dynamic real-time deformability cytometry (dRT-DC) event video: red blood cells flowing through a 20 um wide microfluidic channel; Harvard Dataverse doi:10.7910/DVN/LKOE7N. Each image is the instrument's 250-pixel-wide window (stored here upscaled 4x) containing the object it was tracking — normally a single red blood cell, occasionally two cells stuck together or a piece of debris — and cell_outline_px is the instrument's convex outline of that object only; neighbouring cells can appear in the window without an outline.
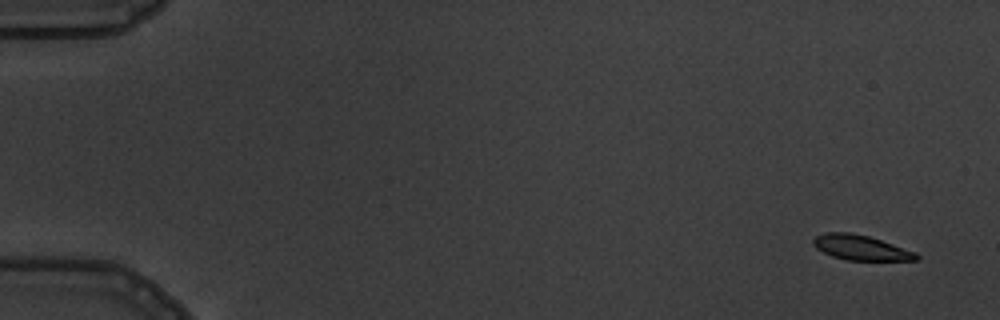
{"species": "common noctule bat (a hibernating species)", "species_latin": "Nyctalus noctula", "temperature_condition": "warm", "stored_images_in_passage": 7, "camera_frame_rate_fps": 3000, "um_per_image_px": 0.085, "animal": {"sex": "male", "body_mass_g": 19.5, "forearm_length_mm": 54.6}, "frame": {"image": 1, "passage_image": 1, "time_ms": 0.0, "image_size_px": [1000, 320], "cell_outline_px": [[920, 260], [844, 260], [832, 256], [816, 248], [812, 244], [812, 240], [816, 236], [824, 232], [852, 232], [868, 236], [916, 252], [920, 256]], "centroid_in_image_um": [73.15, 21.04], "position_along_channel_um": 11.9, "area_um2": 15.03}}
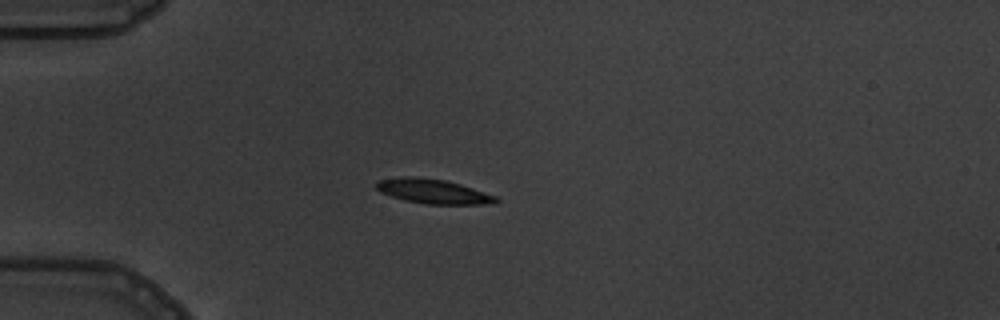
{"frame": {"image": 2, "passage_image": 4, "time_ms": 4.333, "image_size_px": [1000, 320], "cell_outline_px": [[500, 200], [492, 204], [424, 204], [392, 196], [380, 192], [376, 188], [376, 180], [404, 176], [416, 176], [444, 180], [460, 184], [496, 196]], "centroid_in_image_um": [36.8, 16.26], "position_along_channel_um": 48.2, "area_um2": 16.99}}
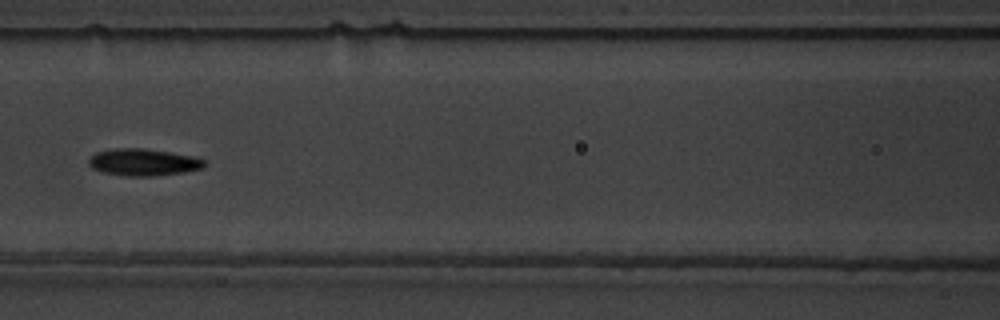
{"frame": {"image": 3, "passage_image": 7, "time_ms": 7.667, "image_size_px": [1000, 320], "cell_outline_px": [[208, 164], [204, 168], [184, 172], [152, 176], [128, 176], [104, 172], [92, 168], [88, 164], [88, 160], [96, 152], [112, 148], [144, 148], [196, 156], [208, 160]], "centroid_in_image_um": [12.26, 13.78], "position_along_channel_um": 154.3, "area_um2": 18.44}}